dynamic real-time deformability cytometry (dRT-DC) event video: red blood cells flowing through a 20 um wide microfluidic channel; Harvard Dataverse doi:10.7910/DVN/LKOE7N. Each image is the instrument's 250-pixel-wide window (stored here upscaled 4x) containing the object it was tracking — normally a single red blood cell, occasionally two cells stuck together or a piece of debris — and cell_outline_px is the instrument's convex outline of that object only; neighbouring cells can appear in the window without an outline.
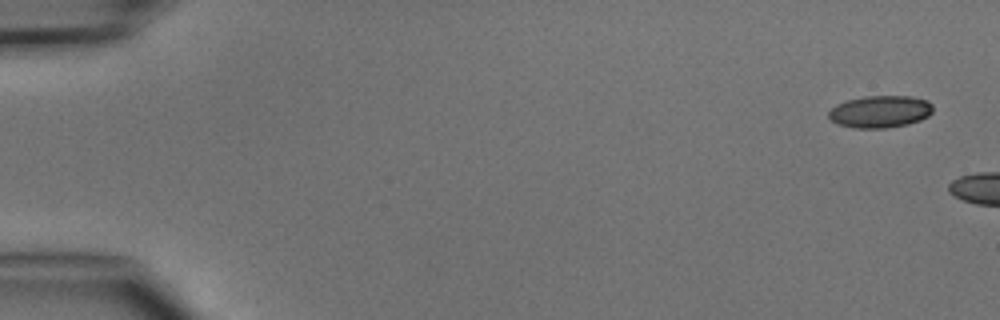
{"species": "common noctule bat (a hibernating species)", "species_latin": "Nyctalus noctula", "temperature_condition": "cold", "stored_images_in_passage": 3, "camera_frame_rate_fps": 3000, "um_per_image_px": 0.085, "animal": {"sex": "male", "body_mass_g": 15.6}, "frame": {"image": 1, "passage_image": 1, "time_ms": 0.0, "image_size_px": [1000, 320], "cell_outline_px": [[932, 112], [928, 116], [920, 120], [908, 124], [888, 128], [856, 128], [836, 124], [828, 116], [828, 112], [836, 104], [848, 100], [864, 96], [912, 96], [928, 100], [932, 104]], "centroid_in_image_um": [74.82, 9.49], "position_along_channel_um": 10.2, "area_um2": 19.65}}